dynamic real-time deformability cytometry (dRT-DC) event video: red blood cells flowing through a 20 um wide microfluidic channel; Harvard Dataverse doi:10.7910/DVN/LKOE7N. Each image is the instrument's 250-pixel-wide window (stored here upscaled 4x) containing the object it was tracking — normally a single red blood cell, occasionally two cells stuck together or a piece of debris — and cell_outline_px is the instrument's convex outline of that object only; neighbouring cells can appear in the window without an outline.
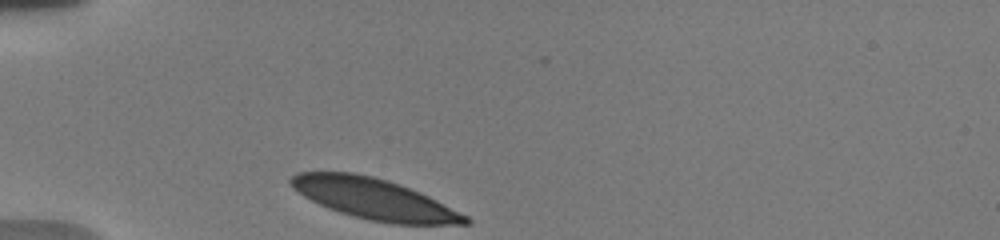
{"species": "human", "species_latin": "Homo sapiens", "temperature_condition": "warm", "stored_images_in_passage": 31, "camera_frame_rate_fps": 3000, "um_per_image_px": 0.085, "donor": {"sex": "male"}, "frame": {"image": 1, "passage_image": 1, "time_ms": 0.0, "image_size_px": [1000, 240], "cell_outline_px": [[472, 224], [392, 224], [368, 220], [352, 216], [328, 208], [304, 196], [292, 188], [288, 184], [288, 180], [296, 172], [352, 172], [372, 176], [388, 180], [420, 192], [468, 216], [472, 220]], "centroid_in_image_um": [31.79, 16.91], "position_along_channel_um": 53.2, "area_um2": 41.44}}
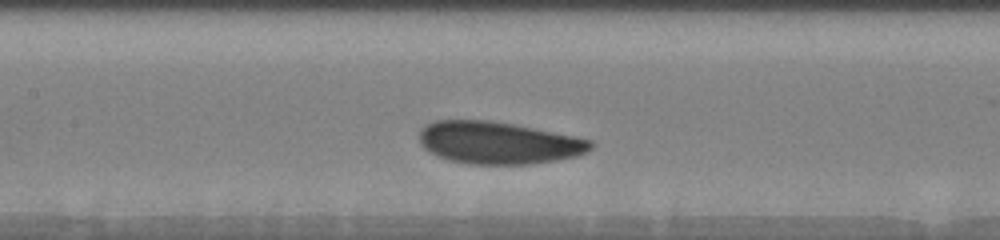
{"frame": {"image": 2, "passage_image": 11, "time_ms": 3.667, "image_size_px": [1000, 240], "cell_outline_px": [[592, 148], [576, 156], [556, 160], [532, 164], [468, 164], [436, 156], [424, 148], [420, 144], [420, 128], [424, 124], [436, 120], [488, 120], [512, 124], [592, 140]], "centroid_in_image_um": [42.3, 12.14], "position_along_channel_um": 165.1, "area_um2": 41.96}}
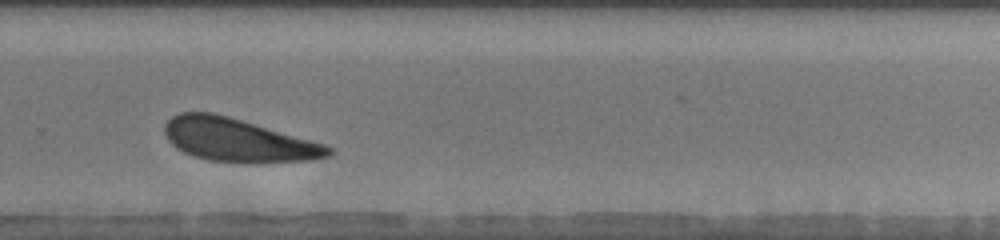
{"frame": {"image": 3, "passage_image": 23, "time_ms": 7.667, "image_size_px": [1000, 240], "cell_outline_px": [[336, 152], [332, 156], [308, 160], [248, 164], [208, 160], [192, 156], [176, 148], [168, 140], [164, 132], [164, 124], [172, 116], [180, 112], [212, 112], [228, 116], [324, 144], [332, 148]], "centroid_in_image_um": [20.22, 11.93], "position_along_channel_um": 309.6, "area_um2": 41.44}, "authors_computed_cell_mechanics": {"area_um2": 41.9628, "velocity_mm_per_s": 3.6274, "shape_relaxation_time_tau1_ms": 2.3232, "shape_relaxation_time_tau2_ms": null, "deformation_change_tau1": 0.0767, "deformation_change_tau2": null}}